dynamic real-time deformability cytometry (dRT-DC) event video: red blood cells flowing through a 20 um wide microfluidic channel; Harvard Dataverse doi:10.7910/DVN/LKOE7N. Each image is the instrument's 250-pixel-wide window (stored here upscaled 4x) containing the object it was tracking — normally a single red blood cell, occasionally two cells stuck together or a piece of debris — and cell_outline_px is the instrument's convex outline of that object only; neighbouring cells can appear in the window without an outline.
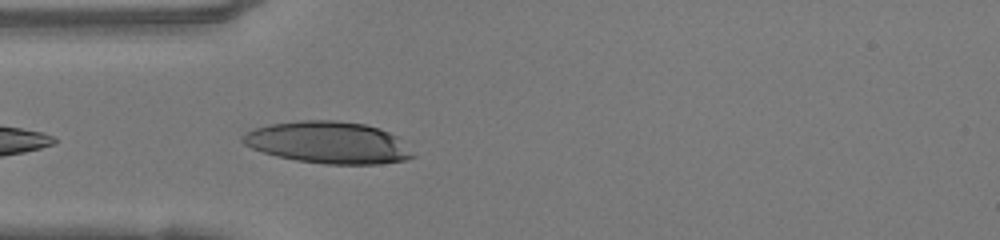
{"species": "human", "species_latin": "Homo sapiens", "temperature_condition": "warm", "stored_images_in_passage": 28, "camera_frame_rate_fps": 3000, "um_per_image_px": 0.085, "donor": {"sex": "female"}, "frame": {"image": 1, "passage_image": 2, "time_ms": 0.333, "image_size_px": [1000, 240], "cell_outline_px": [[416, 156], [404, 160], [380, 164], [324, 164], [296, 160], [276, 156], [252, 148], [244, 144], [240, 140], [240, 136], [256, 128], [268, 124], [300, 120], [336, 120], [364, 124], [380, 128], [396, 136]], "centroid_in_image_um": [27.88, 12.11], "position_along_channel_um": 57.1, "area_um2": 41.44}}
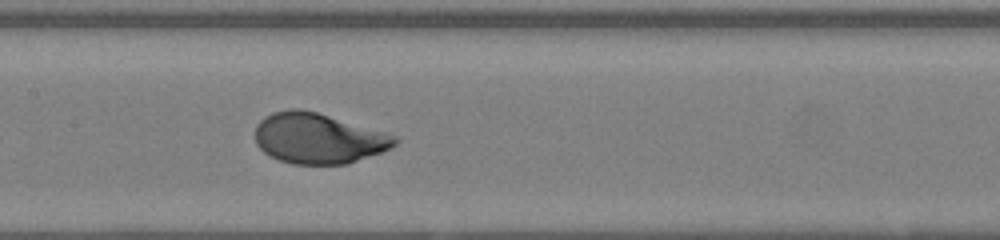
{"frame": {"image": 2, "passage_image": 11, "time_ms": 3.333, "image_size_px": [1000, 240], "cell_outline_px": [[400, 140], [392, 148], [348, 164], [292, 164], [280, 160], [264, 152], [256, 144], [256, 124], [264, 116], [272, 112], [288, 108], [300, 108], [316, 112], [384, 132], [396, 136]], "centroid_in_image_um": [27.04, 11.76], "position_along_channel_um": 180.4, "area_um2": 41.04}}
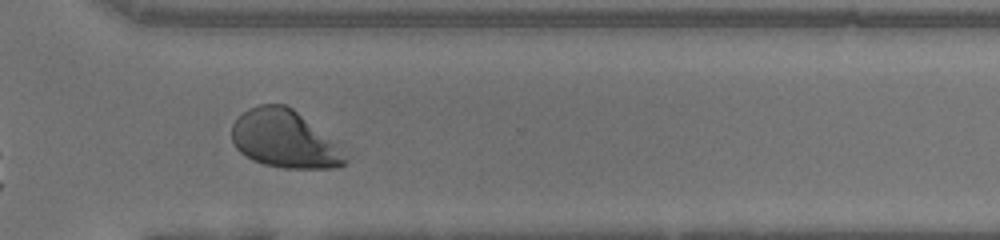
{"frame": {"image": 3, "passage_image": 23, "time_ms": 7.333, "image_size_px": [1000, 240], "cell_outline_px": [[348, 160], [340, 168], [284, 168], [264, 164], [252, 160], [244, 156], [236, 148], [232, 140], [232, 124], [248, 108], [260, 104], [284, 104], [292, 108], [344, 144]], "centroid_in_image_um": [24.28, 11.83], "position_along_channel_um": 346.3, "area_um2": 39.07}, "authors_computed_cell_mechanics": {"area_um2": 40.749, "velocity_mm_per_s": 4.1464, "shape_relaxation_time_tau1_ms": 3.3349, "shape_relaxation_time_tau2_ms": null, "deformation_change_tau1": 0.2152, "deformation_change_tau2": null}}